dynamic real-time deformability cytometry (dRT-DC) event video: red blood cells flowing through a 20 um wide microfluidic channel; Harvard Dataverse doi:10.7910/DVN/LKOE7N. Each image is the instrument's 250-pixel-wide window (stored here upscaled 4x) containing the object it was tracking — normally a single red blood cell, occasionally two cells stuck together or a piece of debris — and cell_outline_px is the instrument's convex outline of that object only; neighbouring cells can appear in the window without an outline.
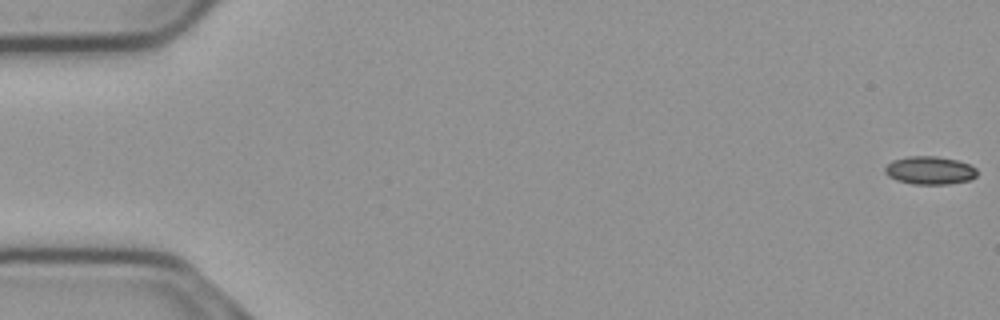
{"species": "common noctule bat (a hibernating species)", "species_latin": "Nyctalus noctula", "temperature_condition": "cold", "stored_images_in_passage": 56, "camera_frame_rate_fps": 3000, "um_per_image_px": 0.085, "animal": {"sex": "male", "body_mass_g": 23.1, "forearm_length_mm": 52.7}, "frame": {"image": 1, "passage_image": 1, "time_ms": 0.0, "image_size_px": [1000, 320], "cell_outline_px": [[976, 176], [968, 180], [948, 184], [912, 184], [896, 180], [888, 176], [884, 172], [884, 168], [892, 160], [908, 156], [936, 156], [956, 160], [968, 164], [976, 168]], "centroid_in_image_um": [78.99, 14.48], "position_along_channel_um": 6.0, "area_um2": 15.03}}
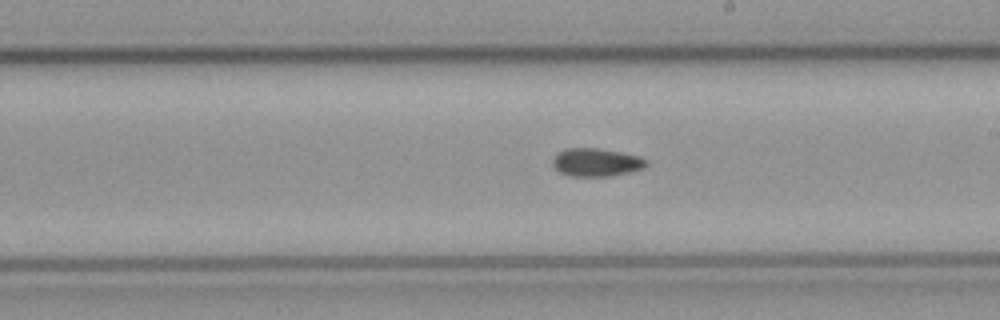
{"frame": {"image": 2, "passage_image": 32, "time_ms": 10.333, "image_size_px": [1000, 320], "cell_outline_px": [[648, 164], [644, 168], [612, 176], [572, 176], [560, 172], [552, 164], [552, 156], [556, 152], [568, 148], [596, 148], [620, 152], [640, 156], [648, 160]], "centroid_in_image_um": [50.67, 13.79], "position_along_channel_um": 238.3, "area_um2": 15.43}}
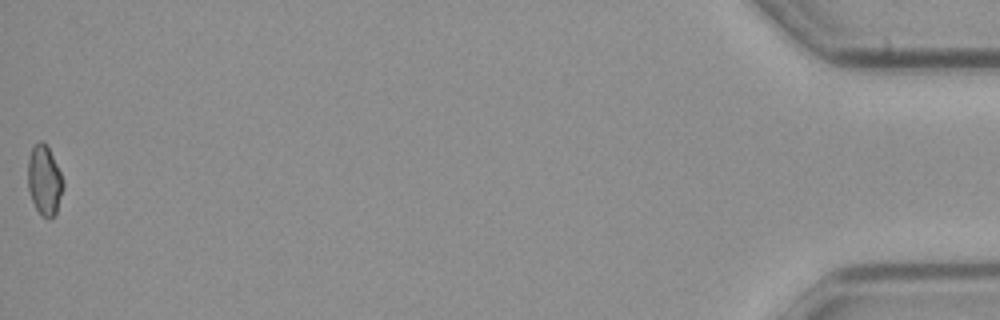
{"frame": {"image": 3, "passage_image": 56, "time_ms": 18.333, "image_size_px": [1000, 320], "cell_outline_px": [[64, 188], [56, 212], [48, 220], [40, 216], [32, 200], [28, 188], [28, 160], [32, 148], [40, 140], [48, 148], [60, 172], [64, 184]], "centroid_in_image_um": [3.77, 15.38], "position_along_channel_um": 431.4, "area_um2": 14.16}}